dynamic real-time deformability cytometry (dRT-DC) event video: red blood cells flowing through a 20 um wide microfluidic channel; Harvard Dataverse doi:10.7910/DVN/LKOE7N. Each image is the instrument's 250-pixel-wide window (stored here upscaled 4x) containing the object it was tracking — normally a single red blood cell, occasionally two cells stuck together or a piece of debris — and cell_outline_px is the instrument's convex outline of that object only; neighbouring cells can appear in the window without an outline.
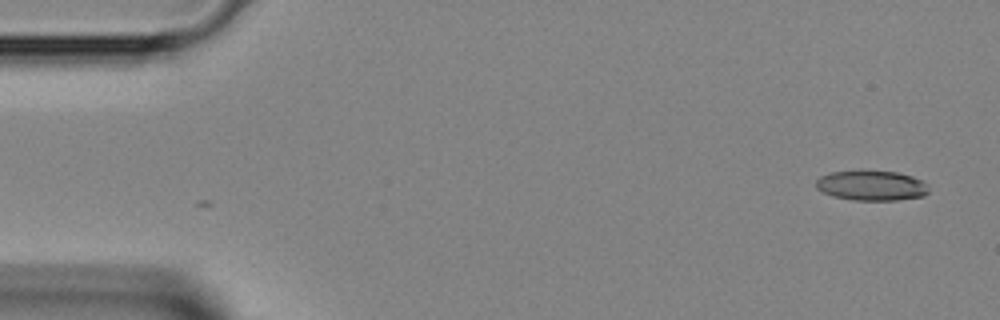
{"species": "Egyptian fruit bat (a non-hibernating species)", "species_latin": "Rousettus aegyptiacus", "temperature_condition": "room temperature", "stored_images_in_passage": 2, "camera_frame_rate_fps": 3000, "um_per_image_px": 0.085, "animal": {"sex": "female"}, "frame": {"image": 1, "passage_image": 2, "time_ms": 0.333, "image_size_px": [1000, 320], "cell_outline_px": [[928, 192], [924, 196], [896, 200], [852, 200], [832, 196], [816, 188], [816, 180], [820, 176], [832, 172], [860, 168], [864, 168], [896, 172], [912, 176], [920, 180], [924, 184]], "centroid_in_image_um": [74.01, 15.73], "position_along_channel_um": 11.0, "area_um2": 20.17}}